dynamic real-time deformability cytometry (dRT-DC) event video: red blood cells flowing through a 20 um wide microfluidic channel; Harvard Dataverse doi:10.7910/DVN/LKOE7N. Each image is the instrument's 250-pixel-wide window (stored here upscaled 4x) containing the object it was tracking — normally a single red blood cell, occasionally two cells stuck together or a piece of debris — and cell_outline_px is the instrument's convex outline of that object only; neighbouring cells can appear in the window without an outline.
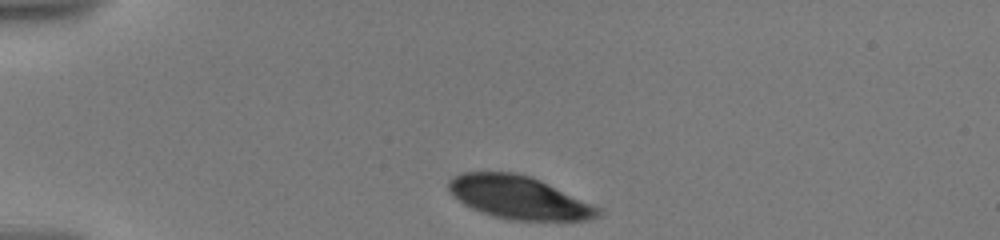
{"species": "human", "species_latin": "Homo sapiens", "temperature_condition": "warm", "stored_images_in_passage": 28, "camera_frame_rate_fps": 3000, "um_per_image_px": 0.085, "donor": {"sex": "male"}, "frame": {"image": 1, "passage_image": 1, "time_ms": 0.0, "image_size_px": [1000, 240], "cell_outline_px": [[604, 212], [600, 216], [588, 220], [508, 220], [480, 212], [464, 204], [448, 188], [448, 180], [452, 176], [460, 172], [516, 172], [532, 176], [600, 208]], "centroid_in_image_um": [44.1, 16.78], "position_along_channel_um": 40.9, "area_um2": 37.34}}
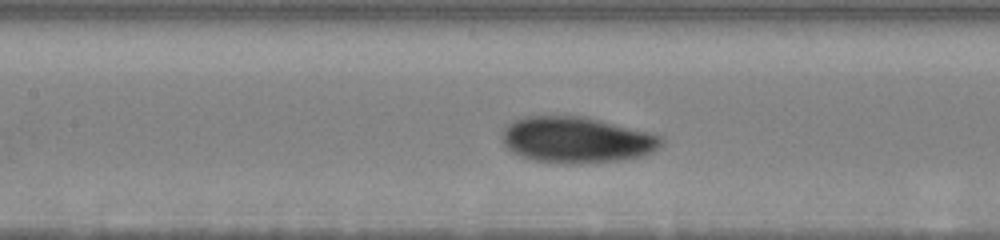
{"frame": {"image": 2, "passage_image": 16, "time_ms": 4.667, "image_size_px": [1000, 240], "cell_outline_px": [[664, 144], [652, 152], [640, 156], [624, 160], [592, 164], [556, 164], [532, 160], [520, 156], [512, 152], [504, 144], [504, 128], [508, 124], [524, 116], [584, 116], [648, 132], [660, 136], [664, 140]], "centroid_in_image_um": [49.03, 11.92], "position_along_channel_um": 158.4, "area_um2": 43.06}}
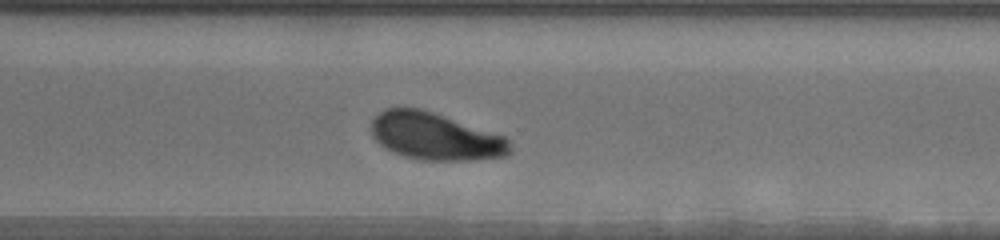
{"frame": {"image": 3, "passage_image": 27, "time_ms": 9.667, "image_size_px": [1000, 240], "cell_outline_px": [[512, 152], [504, 156], [472, 160], [420, 160], [404, 156], [392, 152], [384, 148], [372, 136], [372, 120], [380, 112], [388, 108], [420, 108], [504, 136], [508, 140], [512, 148]], "centroid_in_image_um": [36.98, 11.61], "position_along_channel_um": 333.6, "area_um2": 37.92}}